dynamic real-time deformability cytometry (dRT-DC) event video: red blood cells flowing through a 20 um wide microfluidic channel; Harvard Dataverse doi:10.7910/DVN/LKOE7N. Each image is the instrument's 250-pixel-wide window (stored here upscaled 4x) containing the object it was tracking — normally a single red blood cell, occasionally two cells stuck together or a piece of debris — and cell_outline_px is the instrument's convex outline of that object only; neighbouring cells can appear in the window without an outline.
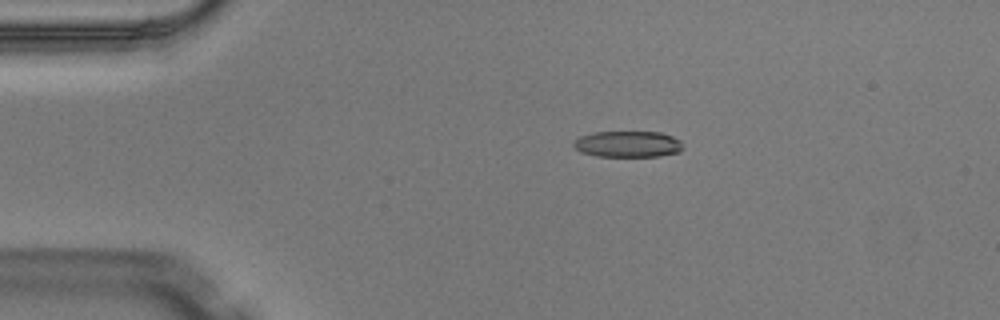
{"species": "Egyptian fruit bat (a non-hibernating species)", "species_latin": "Rousettus aegyptiacus", "temperature_condition": "warm", "stored_images_in_passage": 3, "camera_frame_rate_fps": 3000, "um_per_image_px": 0.085, "animal": {"sex": "male"}, "frame": {"image": 1, "passage_image": 2, "time_ms": 0.333, "image_size_px": [1000, 320], "cell_outline_px": [[684, 148], [680, 152], [660, 156], [596, 156], [580, 152], [572, 144], [580, 136], [592, 132], [660, 132], [672, 136], [680, 140]], "centroid_in_image_um": [53.39, 12.25], "position_along_channel_um": 31.6, "area_um2": 16.76}}